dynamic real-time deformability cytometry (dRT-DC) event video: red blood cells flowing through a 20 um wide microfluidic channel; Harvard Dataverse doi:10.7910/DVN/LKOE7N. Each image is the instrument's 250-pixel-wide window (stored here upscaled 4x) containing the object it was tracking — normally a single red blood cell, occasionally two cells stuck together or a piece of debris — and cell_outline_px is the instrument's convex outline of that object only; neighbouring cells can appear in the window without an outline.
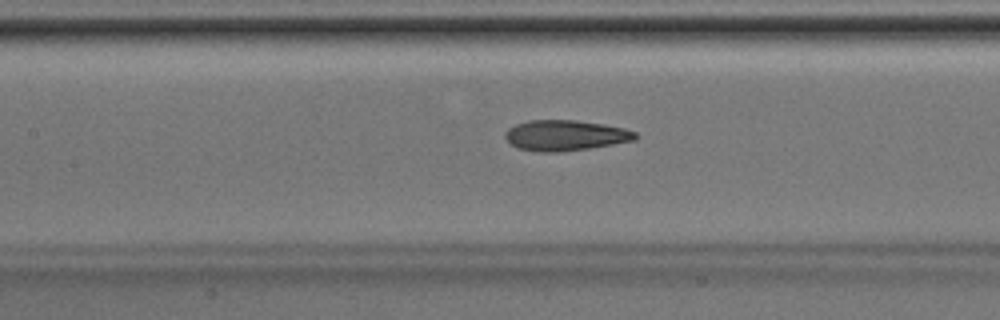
{"species": "Egyptian fruit bat (a non-hibernating species)", "species_latin": "Rousettus aegyptiacus", "temperature_condition": "room temperature", "stored_images_in_passage": 35, "camera_frame_rate_fps": 3000, "um_per_image_px": 0.085, "animal": {"sex": "male"}, "frame": {"image": 1, "passage_image": 20, "time_ms": 6.333, "image_size_px": [1000, 320], "cell_outline_px": [[636, 140], [588, 148], [560, 152], [540, 152], [516, 148], [504, 136], [504, 132], [508, 128], [516, 124], [528, 120], [576, 120], [604, 124], [624, 128], [636, 132]], "centroid_in_image_um": [48.02, 11.5], "position_along_channel_um": 159.4, "area_um2": 23.18}}